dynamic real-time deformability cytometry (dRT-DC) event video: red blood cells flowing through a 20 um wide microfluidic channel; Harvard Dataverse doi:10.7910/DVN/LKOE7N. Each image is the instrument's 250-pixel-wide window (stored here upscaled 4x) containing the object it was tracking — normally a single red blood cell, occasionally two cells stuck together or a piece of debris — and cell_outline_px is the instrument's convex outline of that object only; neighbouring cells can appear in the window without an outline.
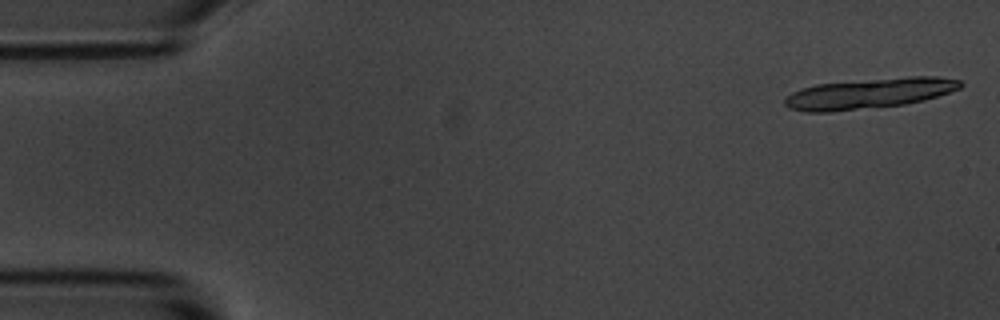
{"species": "common noctule bat (a hibernating species)", "species_latin": "Nyctalus noctula", "temperature_condition": "room temperature", "stored_images_in_passage": 5, "camera_frame_rate_fps": 3000, "um_per_image_px": 0.085, "animal": {"sex": "male", "body_mass_g": 20.1, "forearm_length_mm": 53.5}, "frame": {"image": 1, "passage_image": 1, "time_ms": 0.0, "image_size_px": [1000, 320], "cell_outline_px": [[964, 84], [960, 88], [924, 100], [904, 104], [832, 112], [804, 112], [788, 108], [784, 104], [784, 100], [792, 92], [800, 88], [816, 84], [908, 76], [936, 76], [960, 80]], "centroid_in_image_um": [73.85, 7.94], "position_along_channel_um": 11.1, "area_um2": 31.15}}